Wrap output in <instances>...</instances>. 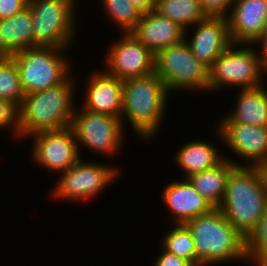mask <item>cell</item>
I'll return each mask as SVG.
<instances>
[{"label": "cell", "mask_w": 267, "mask_h": 266, "mask_svg": "<svg viewBox=\"0 0 267 266\" xmlns=\"http://www.w3.org/2000/svg\"><path fill=\"white\" fill-rule=\"evenodd\" d=\"M71 75L52 88L24 96L18 113L19 140L37 133L71 126L76 103L75 78ZM75 84V85H74Z\"/></svg>", "instance_id": "6da1fadb"}, {"label": "cell", "mask_w": 267, "mask_h": 266, "mask_svg": "<svg viewBox=\"0 0 267 266\" xmlns=\"http://www.w3.org/2000/svg\"><path fill=\"white\" fill-rule=\"evenodd\" d=\"M122 83L123 107L120 119L124 130V122L128 121L138 138L153 141L152 138L159 134L165 120L170 91L155 73L127 78Z\"/></svg>", "instance_id": "7a4b0ae2"}, {"label": "cell", "mask_w": 267, "mask_h": 266, "mask_svg": "<svg viewBox=\"0 0 267 266\" xmlns=\"http://www.w3.org/2000/svg\"><path fill=\"white\" fill-rule=\"evenodd\" d=\"M185 225L192 234L201 266H215L227 261L246 262V239L219 208L190 219Z\"/></svg>", "instance_id": "3957f363"}, {"label": "cell", "mask_w": 267, "mask_h": 266, "mask_svg": "<svg viewBox=\"0 0 267 266\" xmlns=\"http://www.w3.org/2000/svg\"><path fill=\"white\" fill-rule=\"evenodd\" d=\"M267 207V195L254 166H235L229 173L219 206L224 217L246 239Z\"/></svg>", "instance_id": "277c9868"}, {"label": "cell", "mask_w": 267, "mask_h": 266, "mask_svg": "<svg viewBox=\"0 0 267 266\" xmlns=\"http://www.w3.org/2000/svg\"><path fill=\"white\" fill-rule=\"evenodd\" d=\"M77 3V0H28L33 18L34 47H71L78 34Z\"/></svg>", "instance_id": "5b68a950"}, {"label": "cell", "mask_w": 267, "mask_h": 266, "mask_svg": "<svg viewBox=\"0 0 267 266\" xmlns=\"http://www.w3.org/2000/svg\"><path fill=\"white\" fill-rule=\"evenodd\" d=\"M257 48L253 44H231L209 68V92L263 85L265 69Z\"/></svg>", "instance_id": "8992f818"}, {"label": "cell", "mask_w": 267, "mask_h": 266, "mask_svg": "<svg viewBox=\"0 0 267 266\" xmlns=\"http://www.w3.org/2000/svg\"><path fill=\"white\" fill-rule=\"evenodd\" d=\"M68 49L31 47L11 58L15 61L25 95L62 84L71 73V60L64 55Z\"/></svg>", "instance_id": "52a82bcc"}, {"label": "cell", "mask_w": 267, "mask_h": 266, "mask_svg": "<svg viewBox=\"0 0 267 266\" xmlns=\"http://www.w3.org/2000/svg\"><path fill=\"white\" fill-rule=\"evenodd\" d=\"M154 73L171 95L184 90L209 92V68L193 55L186 40L155 54Z\"/></svg>", "instance_id": "ba28073f"}, {"label": "cell", "mask_w": 267, "mask_h": 266, "mask_svg": "<svg viewBox=\"0 0 267 266\" xmlns=\"http://www.w3.org/2000/svg\"><path fill=\"white\" fill-rule=\"evenodd\" d=\"M71 128L74 131L78 149L81 145L89 151L93 150L106 157L121 153V148L123 151L126 132L120 118L80 109L76 105Z\"/></svg>", "instance_id": "9c48e42d"}, {"label": "cell", "mask_w": 267, "mask_h": 266, "mask_svg": "<svg viewBox=\"0 0 267 266\" xmlns=\"http://www.w3.org/2000/svg\"><path fill=\"white\" fill-rule=\"evenodd\" d=\"M93 162L83 161L81 158L74 166L60 173L51 192L53 198L59 201L88 202L89 199L99 196L121 173L116 166Z\"/></svg>", "instance_id": "30bf717a"}, {"label": "cell", "mask_w": 267, "mask_h": 266, "mask_svg": "<svg viewBox=\"0 0 267 266\" xmlns=\"http://www.w3.org/2000/svg\"><path fill=\"white\" fill-rule=\"evenodd\" d=\"M29 138L33 139L31 143V148H33L31 149L32 160L48 172L51 171L59 175L81 159L82 155L71 126L43 131Z\"/></svg>", "instance_id": "8fae6325"}, {"label": "cell", "mask_w": 267, "mask_h": 266, "mask_svg": "<svg viewBox=\"0 0 267 266\" xmlns=\"http://www.w3.org/2000/svg\"><path fill=\"white\" fill-rule=\"evenodd\" d=\"M119 38L107 48L104 70L122 81L154 73L155 55L132 33H122Z\"/></svg>", "instance_id": "7c38bea8"}, {"label": "cell", "mask_w": 267, "mask_h": 266, "mask_svg": "<svg viewBox=\"0 0 267 266\" xmlns=\"http://www.w3.org/2000/svg\"><path fill=\"white\" fill-rule=\"evenodd\" d=\"M215 126V138L225 143L234 155L242 157L247 162L244 166L267 160V127L230 123L224 116Z\"/></svg>", "instance_id": "4fadbf2b"}, {"label": "cell", "mask_w": 267, "mask_h": 266, "mask_svg": "<svg viewBox=\"0 0 267 266\" xmlns=\"http://www.w3.org/2000/svg\"><path fill=\"white\" fill-rule=\"evenodd\" d=\"M193 27H195L192 31L193 35L188 39L187 31H185L184 40L188 43L193 55L210 68L232 44L227 18L207 16Z\"/></svg>", "instance_id": "5bb4252c"}, {"label": "cell", "mask_w": 267, "mask_h": 266, "mask_svg": "<svg viewBox=\"0 0 267 266\" xmlns=\"http://www.w3.org/2000/svg\"><path fill=\"white\" fill-rule=\"evenodd\" d=\"M102 70V71H101ZM91 72L80 108L121 118L123 107L122 80L108 74L104 69Z\"/></svg>", "instance_id": "9a60e30c"}, {"label": "cell", "mask_w": 267, "mask_h": 266, "mask_svg": "<svg viewBox=\"0 0 267 266\" xmlns=\"http://www.w3.org/2000/svg\"><path fill=\"white\" fill-rule=\"evenodd\" d=\"M226 18L232 44H254L267 25V0H235Z\"/></svg>", "instance_id": "2e32d148"}, {"label": "cell", "mask_w": 267, "mask_h": 266, "mask_svg": "<svg viewBox=\"0 0 267 266\" xmlns=\"http://www.w3.org/2000/svg\"><path fill=\"white\" fill-rule=\"evenodd\" d=\"M174 180L163 188L164 204L175 224H185L190 219L209 213L214 207L201 196L187 178Z\"/></svg>", "instance_id": "e0dca14e"}, {"label": "cell", "mask_w": 267, "mask_h": 266, "mask_svg": "<svg viewBox=\"0 0 267 266\" xmlns=\"http://www.w3.org/2000/svg\"><path fill=\"white\" fill-rule=\"evenodd\" d=\"M154 55L161 49L178 44L185 39V30L177 23L157 12L143 13L131 32Z\"/></svg>", "instance_id": "ac0fdd59"}, {"label": "cell", "mask_w": 267, "mask_h": 266, "mask_svg": "<svg viewBox=\"0 0 267 266\" xmlns=\"http://www.w3.org/2000/svg\"><path fill=\"white\" fill-rule=\"evenodd\" d=\"M34 47L33 18L27 6L13 17L0 20V57Z\"/></svg>", "instance_id": "d6986e66"}, {"label": "cell", "mask_w": 267, "mask_h": 266, "mask_svg": "<svg viewBox=\"0 0 267 266\" xmlns=\"http://www.w3.org/2000/svg\"><path fill=\"white\" fill-rule=\"evenodd\" d=\"M266 85L256 88L240 89L236 105L224 117L230 123L252 124L267 127V89Z\"/></svg>", "instance_id": "ffe728a7"}, {"label": "cell", "mask_w": 267, "mask_h": 266, "mask_svg": "<svg viewBox=\"0 0 267 266\" xmlns=\"http://www.w3.org/2000/svg\"><path fill=\"white\" fill-rule=\"evenodd\" d=\"M223 152L206 140L187 141L175 152L174 162L180 168L184 178L210 169L224 159Z\"/></svg>", "instance_id": "44dd1931"}, {"label": "cell", "mask_w": 267, "mask_h": 266, "mask_svg": "<svg viewBox=\"0 0 267 266\" xmlns=\"http://www.w3.org/2000/svg\"><path fill=\"white\" fill-rule=\"evenodd\" d=\"M235 166L243 164L224 155V159L216 166L192 174L187 179L214 208H219L225 196L228 175Z\"/></svg>", "instance_id": "7402d4cb"}, {"label": "cell", "mask_w": 267, "mask_h": 266, "mask_svg": "<svg viewBox=\"0 0 267 266\" xmlns=\"http://www.w3.org/2000/svg\"><path fill=\"white\" fill-rule=\"evenodd\" d=\"M154 11L177 23L187 33L191 26L207 17L199 0H157Z\"/></svg>", "instance_id": "603a6c76"}, {"label": "cell", "mask_w": 267, "mask_h": 266, "mask_svg": "<svg viewBox=\"0 0 267 266\" xmlns=\"http://www.w3.org/2000/svg\"><path fill=\"white\" fill-rule=\"evenodd\" d=\"M162 237V247L167 252L190 261L194 266H201V261L196 257L195 245L192 234L185 224L172 225Z\"/></svg>", "instance_id": "cb8c5ba5"}, {"label": "cell", "mask_w": 267, "mask_h": 266, "mask_svg": "<svg viewBox=\"0 0 267 266\" xmlns=\"http://www.w3.org/2000/svg\"><path fill=\"white\" fill-rule=\"evenodd\" d=\"M103 15L120 29V33H131L143 14L130 0H101Z\"/></svg>", "instance_id": "d4e9b609"}, {"label": "cell", "mask_w": 267, "mask_h": 266, "mask_svg": "<svg viewBox=\"0 0 267 266\" xmlns=\"http://www.w3.org/2000/svg\"><path fill=\"white\" fill-rule=\"evenodd\" d=\"M24 96L15 61L11 57H0V98L18 109Z\"/></svg>", "instance_id": "484cf974"}, {"label": "cell", "mask_w": 267, "mask_h": 266, "mask_svg": "<svg viewBox=\"0 0 267 266\" xmlns=\"http://www.w3.org/2000/svg\"><path fill=\"white\" fill-rule=\"evenodd\" d=\"M246 261L253 266L267 263V207L256 229L246 238Z\"/></svg>", "instance_id": "4316f807"}, {"label": "cell", "mask_w": 267, "mask_h": 266, "mask_svg": "<svg viewBox=\"0 0 267 266\" xmlns=\"http://www.w3.org/2000/svg\"><path fill=\"white\" fill-rule=\"evenodd\" d=\"M17 108L7 100L0 98V131L9 130L14 139L19 140Z\"/></svg>", "instance_id": "83f0119b"}, {"label": "cell", "mask_w": 267, "mask_h": 266, "mask_svg": "<svg viewBox=\"0 0 267 266\" xmlns=\"http://www.w3.org/2000/svg\"><path fill=\"white\" fill-rule=\"evenodd\" d=\"M202 10L207 16L227 17L235 0H199Z\"/></svg>", "instance_id": "f1b7e54d"}, {"label": "cell", "mask_w": 267, "mask_h": 266, "mask_svg": "<svg viewBox=\"0 0 267 266\" xmlns=\"http://www.w3.org/2000/svg\"><path fill=\"white\" fill-rule=\"evenodd\" d=\"M28 5V0H0V20L18 14Z\"/></svg>", "instance_id": "f546056e"}, {"label": "cell", "mask_w": 267, "mask_h": 266, "mask_svg": "<svg viewBox=\"0 0 267 266\" xmlns=\"http://www.w3.org/2000/svg\"><path fill=\"white\" fill-rule=\"evenodd\" d=\"M154 266H194L187 259L177 257L162 248V253L157 256Z\"/></svg>", "instance_id": "4dcf8cb0"}, {"label": "cell", "mask_w": 267, "mask_h": 266, "mask_svg": "<svg viewBox=\"0 0 267 266\" xmlns=\"http://www.w3.org/2000/svg\"><path fill=\"white\" fill-rule=\"evenodd\" d=\"M254 46L257 47V45H261L259 50V55L262 60L263 67L265 69L266 75H267V25L263 29V32L261 36L257 39V41L253 44Z\"/></svg>", "instance_id": "1f68e13d"}, {"label": "cell", "mask_w": 267, "mask_h": 266, "mask_svg": "<svg viewBox=\"0 0 267 266\" xmlns=\"http://www.w3.org/2000/svg\"><path fill=\"white\" fill-rule=\"evenodd\" d=\"M254 167L259 174L261 184L263 185V189L267 195V160L257 163Z\"/></svg>", "instance_id": "d6a6232c"}, {"label": "cell", "mask_w": 267, "mask_h": 266, "mask_svg": "<svg viewBox=\"0 0 267 266\" xmlns=\"http://www.w3.org/2000/svg\"><path fill=\"white\" fill-rule=\"evenodd\" d=\"M143 13L153 11L157 0H130Z\"/></svg>", "instance_id": "836d02e7"}]
</instances>
